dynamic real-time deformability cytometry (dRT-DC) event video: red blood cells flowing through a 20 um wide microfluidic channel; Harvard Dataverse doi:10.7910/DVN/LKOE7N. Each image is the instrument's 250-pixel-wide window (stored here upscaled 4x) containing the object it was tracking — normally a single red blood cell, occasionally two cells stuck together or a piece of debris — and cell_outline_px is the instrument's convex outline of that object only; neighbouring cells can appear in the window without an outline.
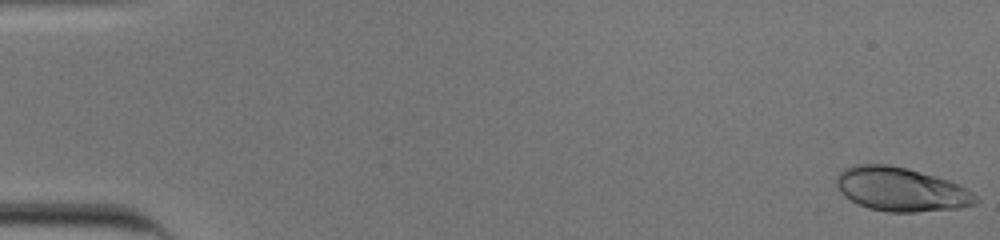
{"species": "human", "species_latin": "Homo sapiens", "temperature_condition": "cold", "stored_images_in_passage": 53, "camera_frame_rate_fps": 3000, "um_per_image_px": 0.085, "donor": {"sex": "male"}, "frame": {"image": 1, "passage_image": 1, "time_ms": 0.0, "image_size_px": [1000, 240], "cell_outline_px": [[980, 200], [976, 204], [960, 208], [916, 212], [888, 212], [868, 208], [844, 196], [836, 188], [836, 176], [844, 168], [852, 164], [888, 164], [908, 168], [936, 176], [960, 184], [972, 192]], "centroid_in_image_um": [76.59, 16.09], "position_along_channel_um": 8.4, "area_um2": 35.95}}
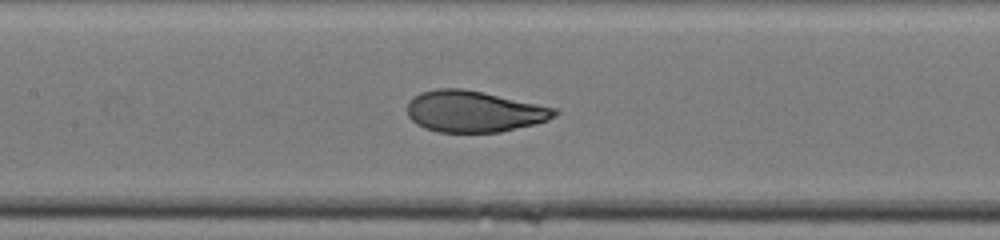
{"frame": {"image": 2, "passage_image": 26, "time_ms": 8.333, "image_size_px": [1000, 240], "cell_outline_px": [[560, 112], [556, 116], [548, 120], [536, 124], [500, 132], [436, 132], [424, 128], [416, 124], [408, 116], [408, 100], [412, 96], [420, 92], [436, 88], [464, 88], [484, 92], [556, 108]], "centroid_in_image_um": [40.27, 9.47], "position_along_channel_um": 167.1, "area_um2": 35.84}}
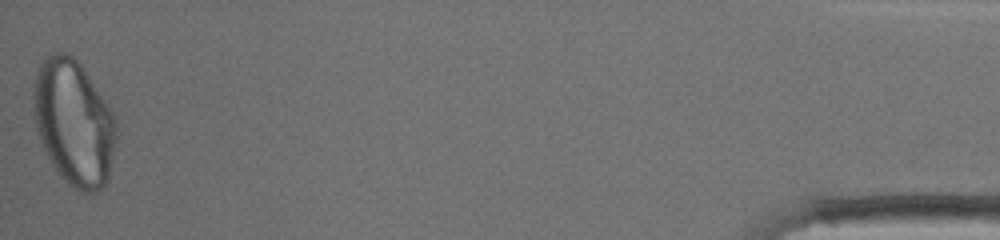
{"frame": {"image": 3, "passage_image": 53, "time_ms": 17.333, "image_size_px": [1000, 240], "cell_outline_px": [[116, 140], [108, 180], [96, 192], [84, 192], [68, 184], [60, 176], [52, 164], [40, 140], [36, 128], [32, 112], [32, 92], [36, 72], [40, 64], [52, 52], [68, 52], [80, 64], [108, 104], [116, 120]], "centroid_in_image_um": [6.25, 10.41], "position_along_channel_um": 428.9, "area_um2": 60.63}, "authors_computed_cell_mechanics": {"area_um2": 35.9516, "velocity_mm_per_s": 3.8936, "shape_relaxation_time_tau1_ms": 5.9043, "shape_relaxation_time_tau2_ms": null, "deformation_change_tau1": 0.2353, "deformation_change_tau2": null}}